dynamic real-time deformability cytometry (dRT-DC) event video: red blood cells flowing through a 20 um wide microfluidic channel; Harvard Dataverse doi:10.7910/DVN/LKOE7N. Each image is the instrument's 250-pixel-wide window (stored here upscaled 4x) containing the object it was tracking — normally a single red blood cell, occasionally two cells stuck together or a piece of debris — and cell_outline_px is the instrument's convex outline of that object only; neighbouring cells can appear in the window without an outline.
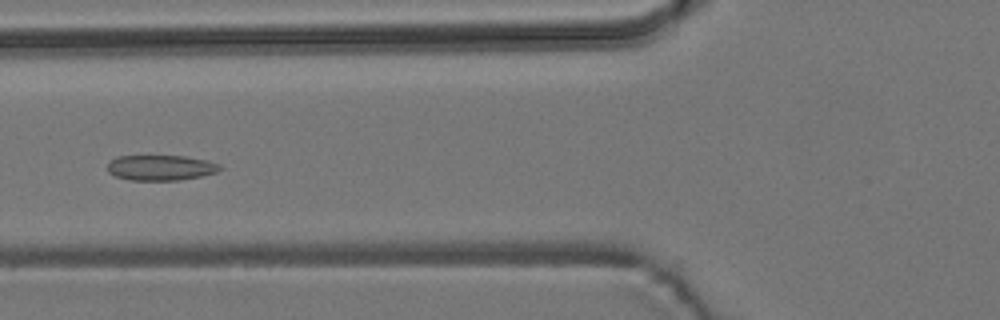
{"species": "common noctule bat (a hibernating species)", "species_latin": "Nyctalus noctula", "temperature_condition": "room temperature", "stored_images_in_passage": 54, "camera_frame_rate_fps": 3000, "um_per_image_px": 0.085, "animal": {"sex": "male", "body_mass_g": 19.2, "forearm_length_mm": 51.8}, "frame": {"image": 1, "passage_image": 21, "time_ms": 6.667, "image_size_px": [1000, 320], "cell_outline_px": [[224, 168], [216, 172], [200, 176], [180, 180], [128, 180], [116, 176], [108, 172], [108, 160], [116, 156], [184, 156], [208, 160], [220, 164]], "centroid_in_image_um": [13.66, 14.25], "position_along_channel_um": 112.1, "area_um2": 16.76}}
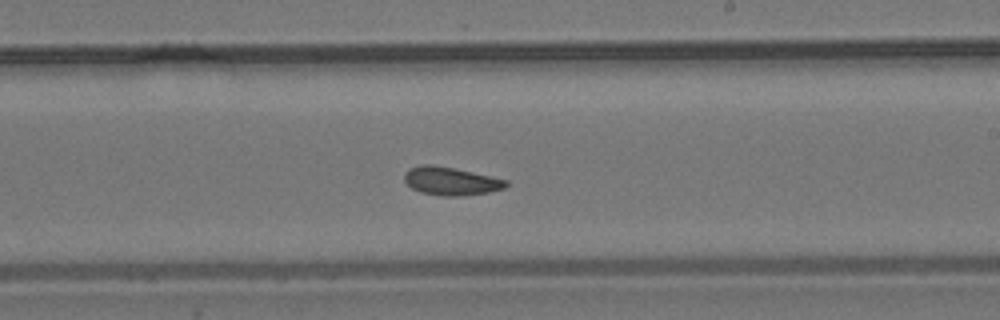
{"frame": {"image": 2, "passage_image": 32, "time_ms": 10.333, "image_size_px": [1000, 320], "cell_outline_px": [[508, 184], [504, 188], [488, 192], [460, 196], [440, 196], [420, 192], [412, 188], [404, 180], [404, 172], [408, 168], [420, 164], [432, 164], [456, 168], [508, 180]], "centroid_in_image_um": [38.29, 15.38], "position_along_channel_um": 250.7, "area_um2": 16.88}}
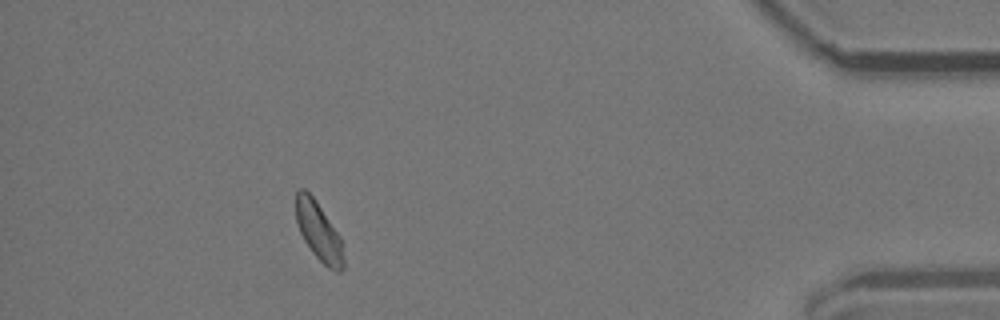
{"frame": {"image": 3, "passage_image": 49, "time_ms": 16.0, "image_size_px": [1000, 320], "cell_outline_px": [[344, 268], [340, 272], [336, 272], [328, 268], [312, 252], [304, 240], [300, 232], [296, 220], [296, 188], [304, 188], [316, 200], [340, 236], [344, 260]], "centroid_in_image_um": [27.09, 19.67], "position_along_channel_um": 408.1, "area_um2": 16.24}, "authors_computed_cell_mechanics": {"area_um2": 16.8487, "velocity_mm_per_s": 3.7759, "shape_relaxation_time_tau1_ms": 6.3527, "shape_relaxation_time_tau2_ms": 2.7114, "deformation_change_tau1": 0.0843, "deformation_change_tau2": 0.08}}